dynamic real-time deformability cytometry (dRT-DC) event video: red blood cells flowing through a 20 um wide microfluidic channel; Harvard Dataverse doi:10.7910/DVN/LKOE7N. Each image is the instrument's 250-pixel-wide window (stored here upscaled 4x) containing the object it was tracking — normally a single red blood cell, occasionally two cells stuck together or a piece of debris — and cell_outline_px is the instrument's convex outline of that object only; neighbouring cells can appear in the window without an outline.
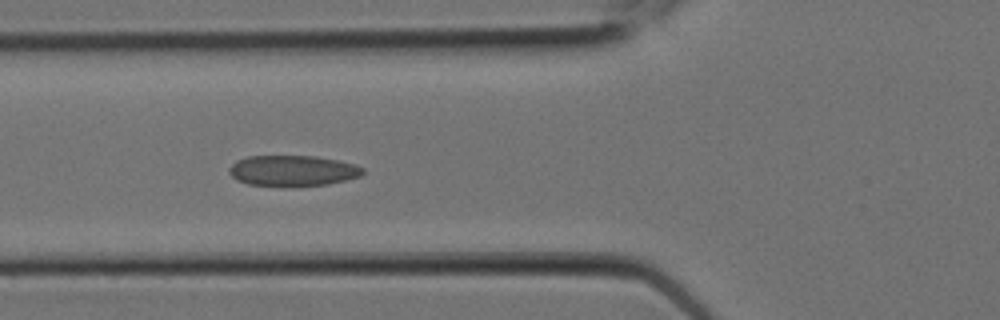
{"species": "Egyptian fruit bat (a non-hibernating species)", "species_latin": "Rousettus aegyptiacus", "temperature_condition": "room temperature", "stored_images_in_passage": 7, "camera_frame_rate_fps": 3000, "um_per_image_px": 0.085, "animal": {"sex": "female"}, "frame": {"image": 1, "passage_image": 6, "time_ms": 1.667, "image_size_px": [1000, 320], "cell_outline_px": [[364, 172], [360, 176], [328, 184], [248, 184], [236, 180], [228, 172], [228, 168], [236, 160], [248, 156], [316, 156], [340, 160], [356, 164], [364, 168]], "centroid_in_image_um": [24.89, 14.46], "position_along_channel_um": 100.9, "area_um2": 23.41}}
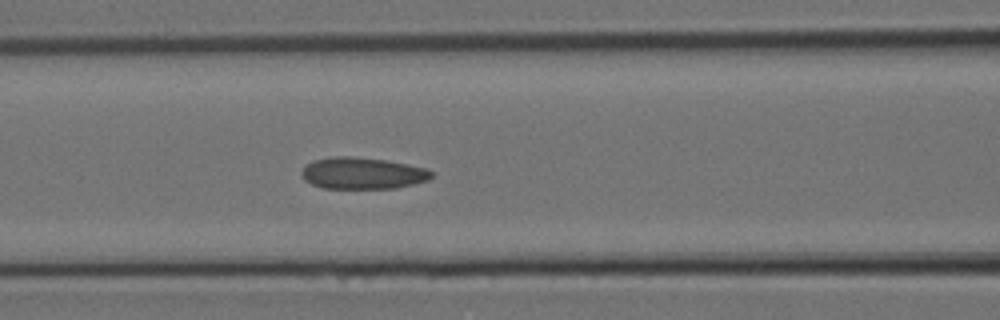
{"frame": {"image": 2, "passage_image": 7, "time_ms": 2.0, "image_size_px": [1000, 320], "cell_outline_px": [[432, 176], [428, 180], [396, 188], [324, 188], [312, 184], [304, 180], [300, 176], [300, 172], [312, 160], [332, 156], [352, 156], [388, 160], [428, 168], [432, 172]], "centroid_in_image_um": [30.8, 14.71], "position_along_channel_um": 135.8, "area_um2": 24.1}}